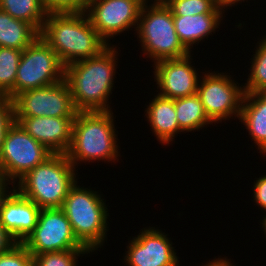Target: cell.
I'll return each mask as SVG.
<instances>
[{"mask_svg":"<svg viewBox=\"0 0 266 266\" xmlns=\"http://www.w3.org/2000/svg\"><path fill=\"white\" fill-rule=\"evenodd\" d=\"M117 54L116 46L110 44L99 55L65 67V80L78 112L111 111L107 101L113 91Z\"/></svg>","mask_w":266,"mask_h":266,"instance_id":"1","label":"cell"},{"mask_svg":"<svg viewBox=\"0 0 266 266\" xmlns=\"http://www.w3.org/2000/svg\"><path fill=\"white\" fill-rule=\"evenodd\" d=\"M39 36L56 52L65 67L97 56L109 46L85 12L47 14Z\"/></svg>","mask_w":266,"mask_h":266,"instance_id":"2","label":"cell"},{"mask_svg":"<svg viewBox=\"0 0 266 266\" xmlns=\"http://www.w3.org/2000/svg\"><path fill=\"white\" fill-rule=\"evenodd\" d=\"M115 133L112 110L77 112L73 122L72 141L66 153L68 160L75 168L82 161L114 162L119 156Z\"/></svg>","mask_w":266,"mask_h":266,"instance_id":"3","label":"cell"},{"mask_svg":"<svg viewBox=\"0 0 266 266\" xmlns=\"http://www.w3.org/2000/svg\"><path fill=\"white\" fill-rule=\"evenodd\" d=\"M75 169L66 154H52L21 177L15 188L40 209L61 208L77 181Z\"/></svg>","mask_w":266,"mask_h":266,"instance_id":"4","label":"cell"},{"mask_svg":"<svg viewBox=\"0 0 266 266\" xmlns=\"http://www.w3.org/2000/svg\"><path fill=\"white\" fill-rule=\"evenodd\" d=\"M77 183L70 188L61 209L77 240L90 252H94L107 237L108 208L98 192L80 187Z\"/></svg>","mask_w":266,"mask_h":266,"instance_id":"5","label":"cell"},{"mask_svg":"<svg viewBox=\"0 0 266 266\" xmlns=\"http://www.w3.org/2000/svg\"><path fill=\"white\" fill-rule=\"evenodd\" d=\"M136 33L143 53L154 63L163 59L185 57L191 53L180 42L172 11L166 3L142 6Z\"/></svg>","mask_w":266,"mask_h":266,"instance_id":"6","label":"cell"},{"mask_svg":"<svg viewBox=\"0 0 266 266\" xmlns=\"http://www.w3.org/2000/svg\"><path fill=\"white\" fill-rule=\"evenodd\" d=\"M65 79V66L56 52L39 36L22 50L15 82V96Z\"/></svg>","mask_w":266,"mask_h":266,"instance_id":"7","label":"cell"},{"mask_svg":"<svg viewBox=\"0 0 266 266\" xmlns=\"http://www.w3.org/2000/svg\"><path fill=\"white\" fill-rule=\"evenodd\" d=\"M52 154L14 122L6 131L0 150V173L9 183L11 182V185H15L14 182Z\"/></svg>","mask_w":266,"mask_h":266,"instance_id":"8","label":"cell"},{"mask_svg":"<svg viewBox=\"0 0 266 266\" xmlns=\"http://www.w3.org/2000/svg\"><path fill=\"white\" fill-rule=\"evenodd\" d=\"M14 122L21 117H75L71 90L65 79L17 94L13 98Z\"/></svg>","mask_w":266,"mask_h":266,"instance_id":"9","label":"cell"},{"mask_svg":"<svg viewBox=\"0 0 266 266\" xmlns=\"http://www.w3.org/2000/svg\"><path fill=\"white\" fill-rule=\"evenodd\" d=\"M231 78L214 71L205 73L202 80H199L197 94L206 115L214 123L229 120L233 115L238 119L240 117L245 92Z\"/></svg>","mask_w":266,"mask_h":266,"instance_id":"10","label":"cell"},{"mask_svg":"<svg viewBox=\"0 0 266 266\" xmlns=\"http://www.w3.org/2000/svg\"><path fill=\"white\" fill-rule=\"evenodd\" d=\"M32 255L87 249L75 237L61 208L41 209L34 231L23 242Z\"/></svg>","mask_w":266,"mask_h":266,"instance_id":"11","label":"cell"},{"mask_svg":"<svg viewBox=\"0 0 266 266\" xmlns=\"http://www.w3.org/2000/svg\"><path fill=\"white\" fill-rule=\"evenodd\" d=\"M142 6L132 0H94L86 6L87 15L93 28L110 45L109 39L137 28Z\"/></svg>","mask_w":266,"mask_h":266,"instance_id":"12","label":"cell"},{"mask_svg":"<svg viewBox=\"0 0 266 266\" xmlns=\"http://www.w3.org/2000/svg\"><path fill=\"white\" fill-rule=\"evenodd\" d=\"M141 233V234H140ZM127 246L124 261L128 266H176L178 257L167 234L155 227L142 229Z\"/></svg>","mask_w":266,"mask_h":266,"instance_id":"13","label":"cell"},{"mask_svg":"<svg viewBox=\"0 0 266 266\" xmlns=\"http://www.w3.org/2000/svg\"><path fill=\"white\" fill-rule=\"evenodd\" d=\"M191 53L185 57L155 62L154 80L160 89L159 96L179 99L197 93L200 78L192 62Z\"/></svg>","mask_w":266,"mask_h":266,"instance_id":"14","label":"cell"},{"mask_svg":"<svg viewBox=\"0 0 266 266\" xmlns=\"http://www.w3.org/2000/svg\"><path fill=\"white\" fill-rule=\"evenodd\" d=\"M40 210L13 185L0 200V223L18 243H23L34 231Z\"/></svg>","mask_w":266,"mask_h":266,"instance_id":"15","label":"cell"},{"mask_svg":"<svg viewBox=\"0 0 266 266\" xmlns=\"http://www.w3.org/2000/svg\"><path fill=\"white\" fill-rule=\"evenodd\" d=\"M75 117H21L17 123L53 154H66Z\"/></svg>","mask_w":266,"mask_h":266,"instance_id":"16","label":"cell"},{"mask_svg":"<svg viewBox=\"0 0 266 266\" xmlns=\"http://www.w3.org/2000/svg\"><path fill=\"white\" fill-rule=\"evenodd\" d=\"M223 19V13H202L198 15H173L176 33L183 46L190 50L194 44L215 33ZM197 42V43H196ZM192 46V47H191Z\"/></svg>","mask_w":266,"mask_h":266,"instance_id":"17","label":"cell"},{"mask_svg":"<svg viewBox=\"0 0 266 266\" xmlns=\"http://www.w3.org/2000/svg\"><path fill=\"white\" fill-rule=\"evenodd\" d=\"M149 102L145 110L151 131L155 134L160 143L170 144L175 135L180 134L174 100L164 98L158 94ZM174 137V138H173Z\"/></svg>","mask_w":266,"mask_h":266,"instance_id":"18","label":"cell"},{"mask_svg":"<svg viewBox=\"0 0 266 266\" xmlns=\"http://www.w3.org/2000/svg\"><path fill=\"white\" fill-rule=\"evenodd\" d=\"M239 120L257 144L259 153L266 156V102L256 93H245Z\"/></svg>","mask_w":266,"mask_h":266,"instance_id":"19","label":"cell"},{"mask_svg":"<svg viewBox=\"0 0 266 266\" xmlns=\"http://www.w3.org/2000/svg\"><path fill=\"white\" fill-rule=\"evenodd\" d=\"M39 34L33 25L0 10V47L23 50L30 46Z\"/></svg>","mask_w":266,"mask_h":266,"instance_id":"20","label":"cell"},{"mask_svg":"<svg viewBox=\"0 0 266 266\" xmlns=\"http://www.w3.org/2000/svg\"><path fill=\"white\" fill-rule=\"evenodd\" d=\"M174 107L181 132L202 129L213 122L206 115L198 94L174 100Z\"/></svg>","mask_w":266,"mask_h":266,"instance_id":"21","label":"cell"},{"mask_svg":"<svg viewBox=\"0 0 266 266\" xmlns=\"http://www.w3.org/2000/svg\"><path fill=\"white\" fill-rule=\"evenodd\" d=\"M0 10L33 25L39 32L48 14L40 0H0Z\"/></svg>","mask_w":266,"mask_h":266,"instance_id":"22","label":"cell"},{"mask_svg":"<svg viewBox=\"0 0 266 266\" xmlns=\"http://www.w3.org/2000/svg\"><path fill=\"white\" fill-rule=\"evenodd\" d=\"M22 50L0 47V96L15 97V82Z\"/></svg>","mask_w":266,"mask_h":266,"instance_id":"23","label":"cell"},{"mask_svg":"<svg viewBox=\"0 0 266 266\" xmlns=\"http://www.w3.org/2000/svg\"><path fill=\"white\" fill-rule=\"evenodd\" d=\"M256 47L255 54H253L252 65L248 75L247 83L243 86L245 93H255L261 89L266 88V36Z\"/></svg>","mask_w":266,"mask_h":266,"instance_id":"24","label":"cell"},{"mask_svg":"<svg viewBox=\"0 0 266 266\" xmlns=\"http://www.w3.org/2000/svg\"><path fill=\"white\" fill-rule=\"evenodd\" d=\"M165 3L171 9L172 15L178 16L225 11L212 0H166Z\"/></svg>","mask_w":266,"mask_h":266,"instance_id":"25","label":"cell"},{"mask_svg":"<svg viewBox=\"0 0 266 266\" xmlns=\"http://www.w3.org/2000/svg\"><path fill=\"white\" fill-rule=\"evenodd\" d=\"M88 254V249H73L67 251H57L42 253L33 256L34 266H77V257L81 254Z\"/></svg>","mask_w":266,"mask_h":266,"instance_id":"26","label":"cell"},{"mask_svg":"<svg viewBox=\"0 0 266 266\" xmlns=\"http://www.w3.org/2000/svg\"><path fill=\"white\" fill-rule=\"evenodd\" d=\"M33 256L23 243H17L10 250L0 254V266H32Z\"/></svg>","mask_w":266,"mask_h":266,"instance_id":"27","label":"cell"},{"mask_svg":"<svg viewBox=\"0 0 266 266\" xmlns=\"http://www.w3.org/2000/svg\"><path fill=\"white\" fill-rule=\"evenodd\" d=\"M48 14L50 13H83L86 4L82 0H40Z\"/></svg>","mask_w":266,"mask_h":266,"instance_id":"28","label":"cell"},{"mask_svg":"<svg viewBox=\"0 0 266 266\" xmlns=\"http://www.w3.org/2000/svg\"><path fill=\"white\" fill-rule=\"evenodd\" d=\"M14 123L13 99L8 96H0V150L6 131Z\"/></svg>","mask_w":266,"mask_h":266,"instance_id":"29","label":"cell"},{"mask_svg":"<svg viewBox=\"0 0 266 266\" xmlns=\"http://www.w3.org/2000/svg\"><path fill=\"white\" fill-rule=\"evenodd\" d=\"M256 179L257 180L253 185L254 202L266 211V175Z\"/></svg>","mask_w":266,"mask_h":266,"instance_id":"30","label":"cell"},{"mask_svg":"<svg viewBox=\"0 0 266 266\" xmlns=\"http://www.w3.org/2000/svg\"><path fill=\"white\" fill-rule=\"evenodd\" d=\"M17 243L18 242L12 237V235L0 223V254L7 252Z\"/></svg>","mask_w":266,"mask_h":266,"instance_id":"31","label":"cell"},{"mask_svg":"<svg viewBox=\"0 0 266 266\" xmlns=\"http://www.w3.org/2000/svg\"><path fill=\"white\" fill-rule=\"evenodd\" d=\"M203 266H234L229 259L226 258H217L212 261L209 260V263L203 265Z\"/></svg>","mask_w":266,"mask_h":266,"instance_id":"32","label":"cell"},{"mask_svg":"<svg viewBox=\"0 0 266 266\" xmlns=\"http://www.w3.org/2000/svg\"><path fill=\"white\" fill-rule=\"evenodd\" d=\"M11 183H9L0 173V200L5 195V193L9 190L8 185L10 186ZM8 188V189H7Z\"/></svg>","mask_w":266,"mask_h":266,"instance_id":"33","label":"cell"},{"mask_svg":"<svg viewBox=\"0 0 266 266\" xmlns=\"http://www.w3.org/2000/svg\"><path fill=\"white\" fill-rule=\"evenodd\" d=\"M242 1L244 0H225V9L230 6L232 7L234 4L237 5L238 2L240 3Z\"/></svg>","mask_w":266,"mask_h":266,"instance_id":"34","label":"cell"},{"mask_svg":"<svg viewBox=\"0 0 266 266\" xmlns=\"http://www.w3.org/2000/svg\"><path fill=\"white\" fill-rule=\"evenodd\" d=\"M264 102H266V88L255 92Z\"/></svg>","mask_w":266,"mask_h":266,"instance_id":"35","label":"cell"},{"mask_svg":"<svg viewBox=\"0 0 266 266\" xmlns=\"http://www.w3.org/2000/svg\"><path fill=\"white\" fill-rule=\"evenodd\" d=\"M212 1L215 2L223 10L225 9V0H212Z\"/></svg>","mask_w":266,"mask_h":266,"instance_id":"36","label":"cell"},{"mask_svg":"<svg viewBox=\"0 0 266 266\" xmlns=\"http://www.w3.org/2000/svg\"><path fill=\"white\" fill-rule=\"evenodd\" d=\"M264 219L262 220V228H264V233L266 234V215H265V217H263Z\"/></svg>","mask_w":266,"mask_h":266,"instance_id":"37","label":"cell"},{"mask_svg":"<svg viewBox=\"0 0 266 266\" xmlns=\"http://www.w3.org/2000/svg\"><path fill=\"white\" fill-rule=\"evenodd\" d=\"M132 1H137L141 6H144L148 3L146 0H132Z\"/></svg>","mask_w":266,"mask_h":266,"instance_id":"38","label":"cell"},{"mask_svg":"<svg viewBox=\"0 0 266 266\" xmlns=\"http://www.w3.org/2000/svg\"><path fill=\"white\" fill-rule=\"evenodd\" d=\"M146 1H148V0H146ZM165 2H166V0H154L153 3H165Z\"/></svg>","mask_w":266,"mask_h":266,"instance_id":"39","label":"cell"},{"mask_svg":"<svg viewBox=\"0 0 266 266\" xmlns=\"http://www.w3.org/2000/svg\"><path fill=\"white\" fill-rule=\"evenodd\" d=\"M86 5H88L89 3L93 2L94 0H82Z\"/></svg>","mask_w":266,"mask_h":266,"instance_id":"40","label":"cell"}]
</instances>
